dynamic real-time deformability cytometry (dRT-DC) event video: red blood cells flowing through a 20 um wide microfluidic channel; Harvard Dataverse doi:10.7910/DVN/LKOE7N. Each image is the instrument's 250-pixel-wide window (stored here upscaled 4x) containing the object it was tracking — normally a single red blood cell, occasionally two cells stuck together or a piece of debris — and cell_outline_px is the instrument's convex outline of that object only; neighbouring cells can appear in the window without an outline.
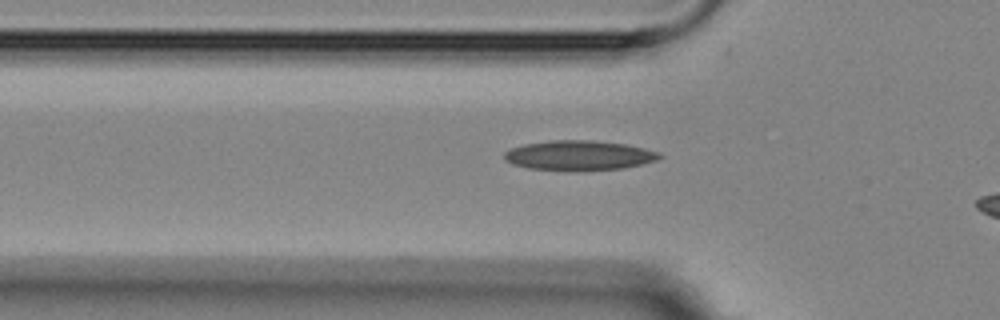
{"species": "Egyptian fruit bat (a non-hibernating species)", "species_latin": "Rousettus aegyptiacus", "temperature_condition": "room temperature", "stored_images_in_passage": 4, "camera_frame_rate_fps": 3000, "um_per_image_px": 0.085, "animal": {"sex": "female"}, "frame": {"image": 1, "passage_image": 4, "time_ms": 4.333, "image_size_px": [1000, 320], "cell_outline_px": [[664, 156], [656, 160], [624, 168], [584, 172], [528, 168], [512, 164], [504, 160], [504, 152], [512, 148], [524, 144], [552, 140], [592, 140], [624, 144], [644, 148], [660, 152]], "centroid_in_image_um": [49.22, 13.22], "position_along_channel_um": 76.6, "area_um2": 27.28}}